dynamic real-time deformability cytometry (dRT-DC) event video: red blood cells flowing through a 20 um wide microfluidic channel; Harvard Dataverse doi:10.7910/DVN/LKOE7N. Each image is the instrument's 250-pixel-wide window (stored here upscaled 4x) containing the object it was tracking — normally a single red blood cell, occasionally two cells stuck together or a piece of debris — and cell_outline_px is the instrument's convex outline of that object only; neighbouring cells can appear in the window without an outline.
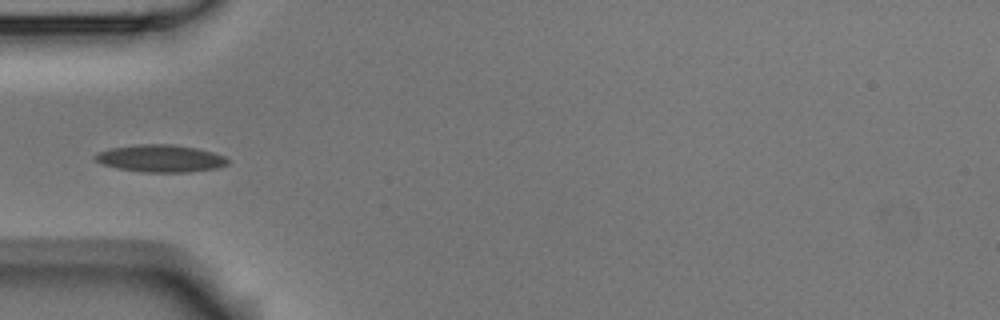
{"species": "Egyptian fruit bat (a non-hibernating species)", "species_latin": "Rousettus aegyptiacus", "temperature_condition": "room temperature", "stored_images_in_passage": 5, "camera_frame_rate_fps": 3000, "um_per_image_px": 0.085, "animal": {"sex": "male"}, "frame": {"image": 1, "passage_image": 5, "time_ms": 1.333, "image_size_px": [1000, 320], "cell_outline_px": [[228, 164], [216, 168], [188, 172], [144, 172], [116, 168], [100, 164], [92, 156], [100, 152], [112, 148], [136, 144], [172, 144], [196, 148], [212, 152], [224, 156], [228, 160]], "centroid_in_image_um": [13.62, 13.47], "position_along_channel_um": 71.4, "area_um2": 21.04}}